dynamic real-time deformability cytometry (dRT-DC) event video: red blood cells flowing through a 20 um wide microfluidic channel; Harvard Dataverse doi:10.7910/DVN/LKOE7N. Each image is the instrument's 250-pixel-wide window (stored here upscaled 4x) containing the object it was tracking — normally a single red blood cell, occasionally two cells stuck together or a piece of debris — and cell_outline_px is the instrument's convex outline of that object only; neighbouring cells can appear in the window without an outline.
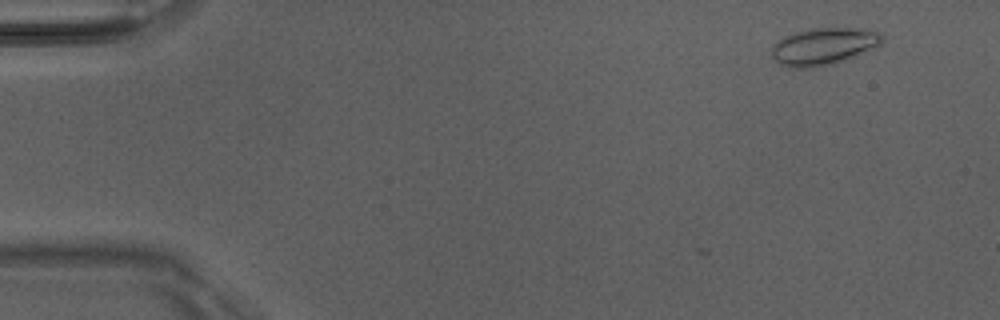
{"species": "Egyptian fruit bat (a non-hibernating species)", "species_latin": "Rousettus aegyptiacus", "temperature_condition": "room temperature", "stored_images_in_passage": 7, "camera_frame_rate_fps": 3000, "um_per_image_px": 0.085, "animal": {"sex": "male"}, "frame": {"image": 1, "passage_image": 5, "time_ms": 1.333, "image_size_px": [1000, 320], "cell_outline_px": [[884, 40], [880, 44], [844, 60], [832, 64], [812, 68], [788, 68], [780, 64], [772, 56], [772, 44], [784, 36], [808, 28], [856, 28], [880, 32], [884, 36]], "centroid_in_image_um": [69.96, 3.94], "position_along_channel_um": 15.0, "area_um2": 23.81}}